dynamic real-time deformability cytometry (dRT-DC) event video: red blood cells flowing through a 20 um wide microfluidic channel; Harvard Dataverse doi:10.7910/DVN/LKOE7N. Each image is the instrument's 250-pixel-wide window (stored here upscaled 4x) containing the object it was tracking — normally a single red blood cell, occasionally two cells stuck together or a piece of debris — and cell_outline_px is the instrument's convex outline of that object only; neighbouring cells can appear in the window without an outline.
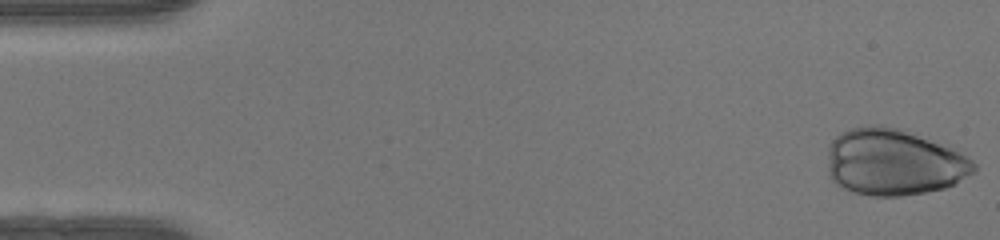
{"species": "human", "species_latin": "Homo sapiens", "temperature_condition": "warm", "stored_images_in_passage": 40, "camera_frame_rate_fps": 3000, "um_per_image_px": 0.085, "donor": {"sex": "female"}, "frame": {"image": 1, "passage_image": 1, "time_ms": 0.0, "image_size_px": [1000, 240], "cell_outline_px": [[976, 172], [944, 188], [924, 192], [900, 196], [872, 196], [856, 192], [844, 188], [836, 184], [832, 180], [828, 172], [828, 144], [840, 132], [852, 128], [872, 124], [876, 124], [900, 128], [952, 148], [972, 160], [976, 164]], "centroid_in_image_um": [75.94, 13.78], "position_along_channel_um": 9.1, "area_um2": 56.7}}
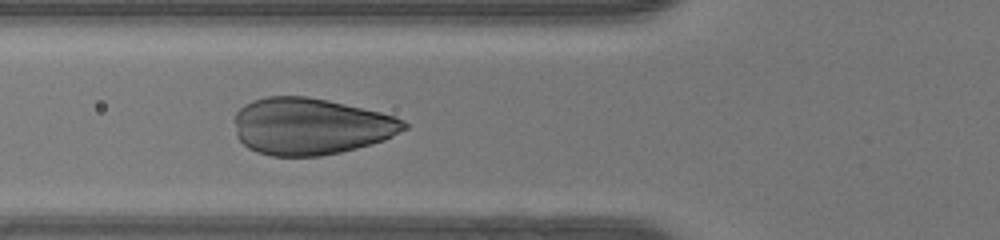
{"frame": {"image": 2, "passage_image": 18, "time_ms": 5.667, "image_size_px": [1000, 240], "cell_outline_px": [[408, 128], [384, 140], [356, 148], [340, 152], [320, 156], [272, 156], [256, 152], [248, 148], [236, 136], [236, 112], [244, 104], [252, 100], [268, 96], [308, 96], [328, 100], [380, 112], [396, 116], [404, 120], [408, 124]], "centroid_in_image_um": [26.41, 10.73], "position_along_channel_um": 99.4, "area_um2": 56.12}}
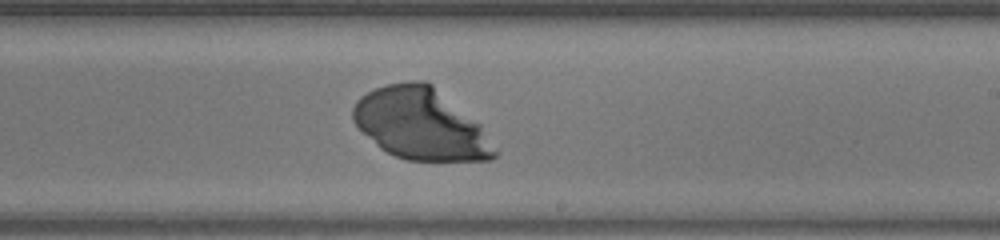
{"frame": {"image": 3, "passage_image": 29, "time_ms": 9.333, "image_size_px": [1000, 240], "cell_outline_px": [[496, 156], [492, 160], [408, 160], [396, 156], [380, 148], [352, 120], [352, 108], [356, 100], [360, 96], [376, 88], [388, 84], [408, 80], [424, 80], [432, 84], [480, 124], [496, 148]], "centroid_in_image_um": [35.76, 10.53], "position_along_channel_um": 253.2, "area_um2": 58.49}}